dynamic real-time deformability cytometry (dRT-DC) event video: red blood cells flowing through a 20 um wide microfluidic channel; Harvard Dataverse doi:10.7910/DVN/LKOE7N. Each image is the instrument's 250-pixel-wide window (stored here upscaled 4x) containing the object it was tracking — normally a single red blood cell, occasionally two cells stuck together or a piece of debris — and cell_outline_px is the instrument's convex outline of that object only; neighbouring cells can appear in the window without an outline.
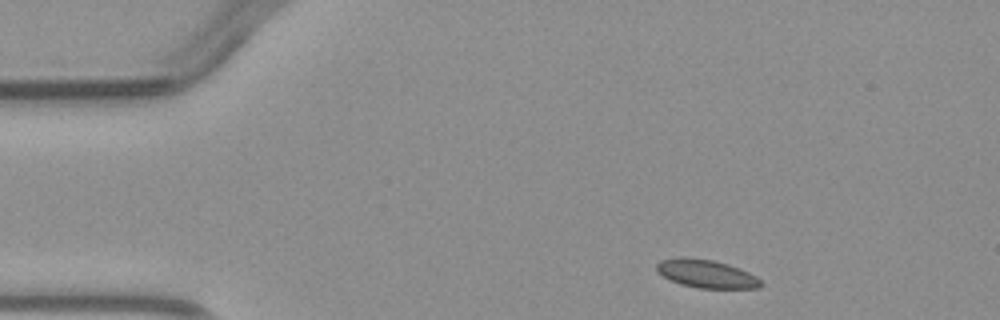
{"species": "common noctule bat (a hibernating species)", "species_latin": "Nyctalus noctula", "temperature_condition": "warm", "stored_images_in_passage": 3, "segment_of_instrument_passage": [1, 2], "camera_frame_rate_fps": 3000, "um_per_image_px": 0.085, "animal": {"sex": "male", "body_mass_g": 23.1, "forearm_length_mm": 52.7}, "frame": {"image": 1, "passage_image": 1, "time_ms": 0.0, "image_size_px": [1000, 320], "cell_outline_px": [[764, 284], [760, 288], [700, 288], [680, 284], [664, 276], [656, 268], [656, 264], [660, 260], [676, 256], [688, 256], [712, 260], [728, 264], [740, 268], [756, 276]], "centroid_in_image_um": [60.04, 23.25], "position_along_channel_um": 25.0, "area_um2": 17.22}}